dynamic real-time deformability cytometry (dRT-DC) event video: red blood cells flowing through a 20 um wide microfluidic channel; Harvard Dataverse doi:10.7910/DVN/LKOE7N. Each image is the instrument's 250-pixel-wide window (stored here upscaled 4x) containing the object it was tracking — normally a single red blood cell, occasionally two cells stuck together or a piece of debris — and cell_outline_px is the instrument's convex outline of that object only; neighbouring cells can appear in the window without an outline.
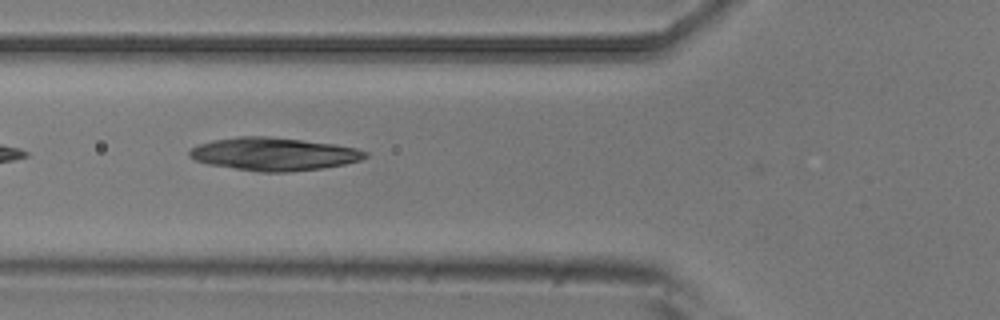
{"species": "common noctule bat (a hibernating species)", "species_latin": "Nyctalus noctula", "temperature_condition": "room temperature", "stored_images_in_passage": 6, "camera_frame_rate_fps": 3000, "um_per_image_px": 0.085, "animal": {"sex": "male", "body_mass_g": 20.5, "forearm_length_mm": 52.5}, "frame": {"image": 1, "passage_image": 5, "time_ms": 1.333, "image_size_px": [1000, 320], "cell_outline_px": [[368, 156], [360, 160], [344, 164], [324, 168], [288, 172], [260, 172], [208, 164], [196, 160], [188, 156], [188, 152], [192, 148], [200, 144], [212, 140], [236, 136], [268, 136], [336, 144], [356, 148], [368, 152]], "centroid_in_image_um": [23.28, 13.09], "position_along_channel_um": 102.5, "area_um2": 33.81}}
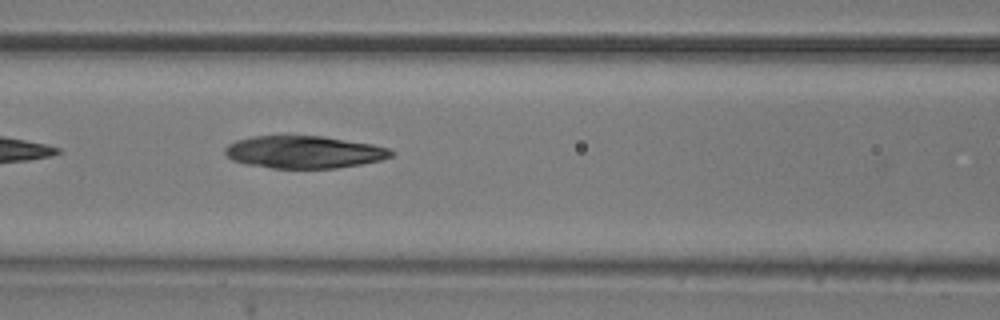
{"frame": {"image": 2, "passage_image": 6, "time_ms": 1.667, "image_size_px": [1000, 320], "cell_outline_px": [[396, 152], [392, 156], [380, 160], [360, 164], [336, 168], [272, 168], [244, 164], [232, 160], [224, 152], [224, 148], [228, 144], [236, 140], [252, 136], [324, 136], [372, 144], [388, 148]], "centroid_in_image_um": [25.82, 12.92], "position_along_channel_um": 140.8, "area_um2": 31.44}}